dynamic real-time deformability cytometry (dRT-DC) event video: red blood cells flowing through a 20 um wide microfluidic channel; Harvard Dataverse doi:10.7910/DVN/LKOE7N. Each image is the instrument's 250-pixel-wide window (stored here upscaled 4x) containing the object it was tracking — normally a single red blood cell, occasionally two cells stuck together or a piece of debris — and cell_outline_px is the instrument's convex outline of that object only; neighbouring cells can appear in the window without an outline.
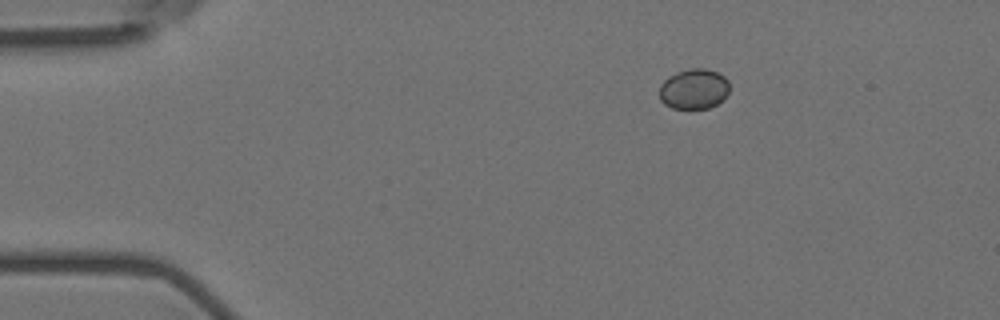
{"species": "Egyptian fruit bat (a non-hibernating species)", "species_latin": "Rousettus aegyptiacus", "temperature_condition": "room temperature", "stored_images_in_passage": 48, "camera_frame_rate_fps": 3000, "um_per_image_px": 0.085, "animal": {"sex": "female"}, "frame": {"image": 1, "passage_image": 1, "time_ms": 0.0, "image_size_px": [1000, 320], "cell_outline_px": [[728, 92], [716, 104], [708, 108], [672, 108], [664, 104], [660, 100], [660, 84], [668, 76], [676, 72], [692, 68], [704, 68], [716, 72], [724, 76], [728, 80]], "centroid_in_image_um": [58.95, 7.55], "position_along_channel_um": 26.1, "area_um2": 16.3}}
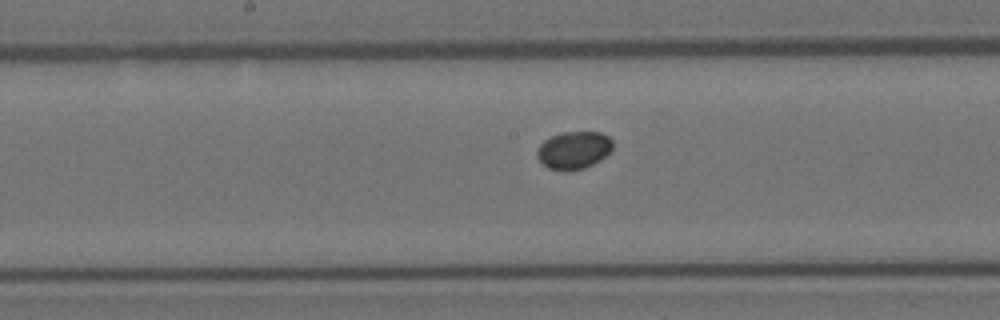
{"frame": {"image": 2, "passage_image": 21, "time_ms": 6.667, "image_size_px": [1000, 320], "cell_outline_px": [[612, 152], [600, 160], [584, 168], [568, 172], [548, 168], [536, 156], [536, 152], [540, 144], [544, 140], [560, 132], [600, 132], [608, 136], [612, 140]], "centroid_in_image_um": [48.78, 12.77], "position_along_channel_um": 199.4, "area_um2": 16.76}}
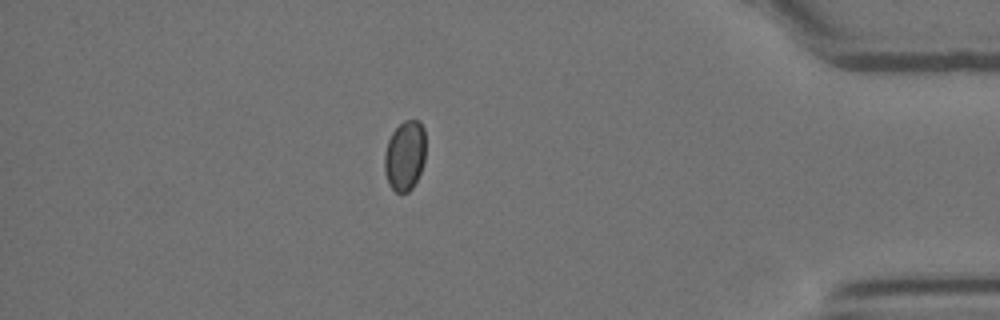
{"frame": {"image": 3, "passage_image": 41, "time_ms": 13.333, "image_size_px": [1000, 320], "cell_outline_px": [[424, 160], [420, 172], [412, 188], [408, 192], [396, 192], [392, 188], [384, 172], [384, 152], [388, 140], [392, 132], [404, 120], [420, 120], [424, 128]], "centroid_in_image_um": [34.4, 13.2], "position_along_channel_um": 400.8, "area_um2": 16.7}}